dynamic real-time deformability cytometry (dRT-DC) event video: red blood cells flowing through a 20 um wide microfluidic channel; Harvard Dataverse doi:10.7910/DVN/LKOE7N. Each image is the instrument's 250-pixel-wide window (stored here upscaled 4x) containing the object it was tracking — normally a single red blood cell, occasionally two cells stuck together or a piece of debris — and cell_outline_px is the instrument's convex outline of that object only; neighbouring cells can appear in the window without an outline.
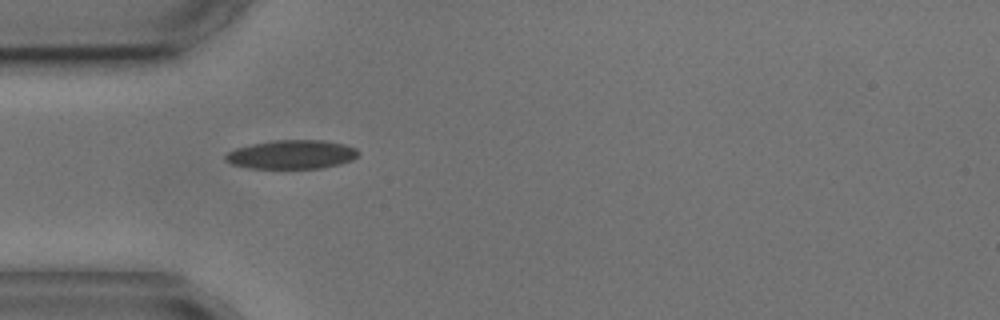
{"species": "common noctule bat (a hibernating species)", "species_latin": "Nyctalus noctula", "temperature_condition": "cold", "stored_images_in_passage": 3, "camera_frame_rate_fps": 3000, "um_per_image_px": 0.085, "animal": {"sex": "male", "body_mass_g": 17.9, "forearm_length_mm": 54.2}, "frame": {"image": 1, "passage_image": 3, "time_ms": 3.0, "image_size_px": [1000, 320], "cell_outline_px": [[360, 152], [352, 160], [340, 164], [324, 168], [248, 168], [232, 164], [224, 160], [224, 156], [228, 152], [236, 148], [252, 144], [272, 140], [324, 140], [344, 144], [356, 148]], "centroid_in_image_um": [24.8, 13.13], "position_along_channel_um": 60.2, "area_um2": 22.43}}